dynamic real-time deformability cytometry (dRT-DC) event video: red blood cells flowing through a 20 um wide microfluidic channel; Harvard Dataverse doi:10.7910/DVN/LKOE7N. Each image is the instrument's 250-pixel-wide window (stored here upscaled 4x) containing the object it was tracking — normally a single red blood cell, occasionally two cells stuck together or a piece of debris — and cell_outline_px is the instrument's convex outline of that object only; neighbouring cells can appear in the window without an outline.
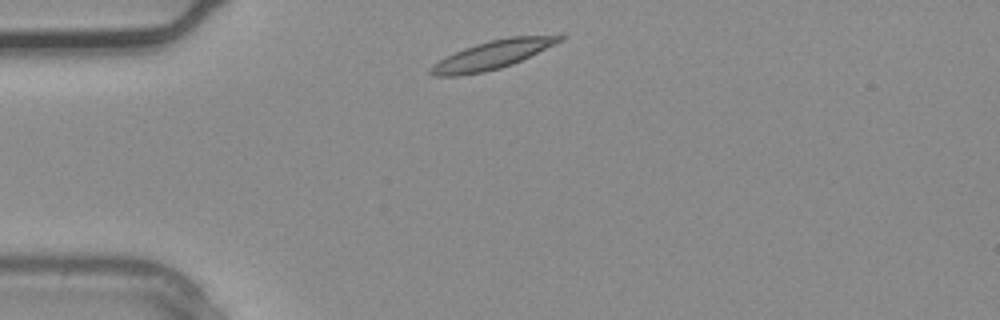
{"species": "common noctule bat (a hibernating species)", "species_latin": "Nyctalus noctula", "temperature_condition": "warm", "stored_images_in_passage": 1, "camera_frame_rate_fps": 3000, "um_per_image_px": 0.085, "animal": {"sex": "male", "body_mass_g": 20.4}, "frame": {"image": 1, "passage_image": 1, "time_ms": 0.0, "image_size_px": [1000, 320], "cell_outline_px": [[568, 36], [564, 40], [512, 64], [500, 68], [484, 72], [460, 76], [432, 76], [428, 72], [428, 68], [432, 64], [464, 48], [488, 40], [512, 36], [564, 32]], "centroid_in_image_um": [41.97, 4.62], "position_along_channel_um": 43.0, "area_um2": 21.96}}